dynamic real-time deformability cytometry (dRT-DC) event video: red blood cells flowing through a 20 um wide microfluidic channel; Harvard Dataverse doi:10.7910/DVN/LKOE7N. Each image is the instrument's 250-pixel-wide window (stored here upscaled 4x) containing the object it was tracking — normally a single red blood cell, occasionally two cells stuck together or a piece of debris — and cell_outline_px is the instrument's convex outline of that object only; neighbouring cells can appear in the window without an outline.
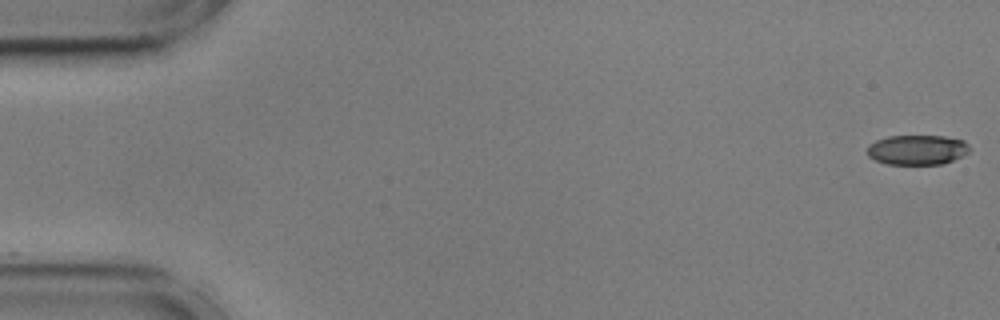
{"species": "common noctule bat (a hibernating species)", "species_latin": "Nyctalus noctula", "temperature_condition": "cold", "stored_images_in_passage": 48, "camera_frame_rate_fps": 3000, "um_per_image_px": 0.085, "animal": {"sex": "male", "body_mass_g": 17.9, "forearm_length_mm": 54.2}, "frame": {"image": 1, "passage_image": 1, "time_ms": 0.0, "image_size_px": [1000, 320], "cell_outline_px": [[968, 152], [944, 164], [888, 164], [876, 160], [868, 156], [868, 144], [876, 140], [888, 136], [944, 136], [964, 140], [968, 144]], "centroid_in_image_um": [77.94, 12.73], "position_along_channel_um": 7.1, "area_um2": 17.69}}
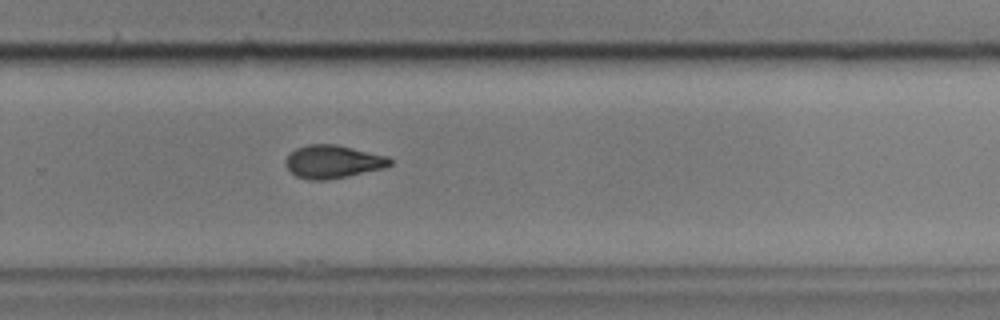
{"frame": {"image": 2, "passage_image": 37, "time_ms": 12.0, "image_size_px": [1000, 320], "cell_outline_px": [[392, 164], [384, 168], [348, 176], [328, 180], [312, 180], [296, 176], [284, 164], [284, 160], [296, 148], [308, 144], [336, 144], [388, 156], [392, 160]], "centroid_in_image_um": [28.31, 13.74], "position_along_channel_um": 301.5, "area_um2": 20.11}}
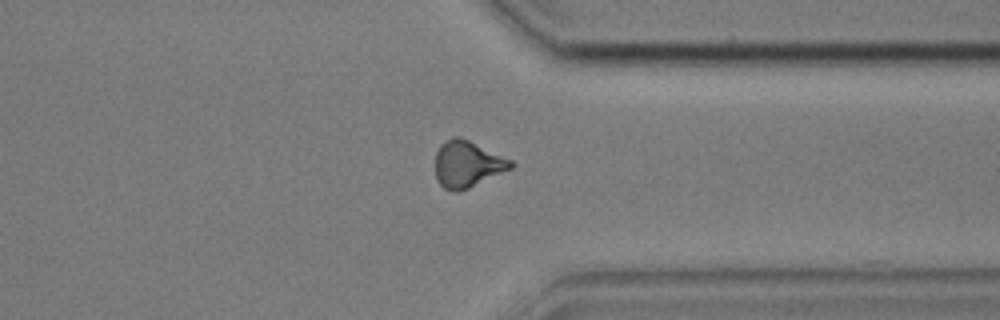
{"frame": {"image": 3, "passage_image": 43, "time_ms": 14.0, "image_size_px": [1000, 320], "cell_outline_px": [[512, 168], [468, 188], [456, 192], [452, 192], [444, 188], [440, 184], [436, 176], [436, 152], [440, 144], [452, 136], [460, 136], [512, 160]], "centroid_in_image_um": [39.7, 13.93], "position_along_channel_um": 371.7, "area_um2": 20.29}, "authors_computed_cell_mechanics": {"area_um2": 19.9988, "velocity_mm_per_s": 3.6011, "shape_relaxation_time_tau1_ms": 5.9437, "shape_relaxation_time_tau2_ms": 3.4314, "deformation_change_tau1": 0.1662, "deformation_change_tau2": 0.0919}}